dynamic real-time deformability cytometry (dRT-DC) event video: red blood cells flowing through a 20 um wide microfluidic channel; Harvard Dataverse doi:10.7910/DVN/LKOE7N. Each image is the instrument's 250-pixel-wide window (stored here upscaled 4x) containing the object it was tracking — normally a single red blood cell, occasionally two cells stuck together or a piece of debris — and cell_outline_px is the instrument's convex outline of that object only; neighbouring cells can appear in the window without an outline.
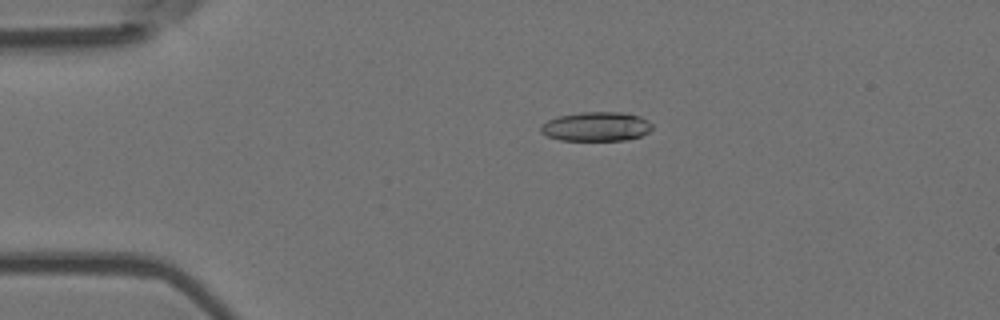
{"species": "Egyptian fruit bat (a non-hibernating species)", "species_latin": "Rousettus aegyptiacus", "temperature_condition": "room temperature", "stored_images_in_passage": 5, "camera_frame_rate_fps": 3000, "um_per_image_px": 0.085, "animal": {"sex": "female"}, "frame": {"image": 1, "passage_image": 4, "time_ms": 1.0, "image_size_px": [1000, 320], "cell_outline_px": [[652, 128], [648, 132], [640, 136], [624, 140], [560, 140], [548, 136], [540, 132], [540, 128], [548, 120], [556, 116], [580, 112], [620, 112], [640, 116], [648, 120], [652, 124]], "centroid_in_image_um": [50.68, 10.75], "position_along_channel_um": 34.3, "area_um2": 18.96}}